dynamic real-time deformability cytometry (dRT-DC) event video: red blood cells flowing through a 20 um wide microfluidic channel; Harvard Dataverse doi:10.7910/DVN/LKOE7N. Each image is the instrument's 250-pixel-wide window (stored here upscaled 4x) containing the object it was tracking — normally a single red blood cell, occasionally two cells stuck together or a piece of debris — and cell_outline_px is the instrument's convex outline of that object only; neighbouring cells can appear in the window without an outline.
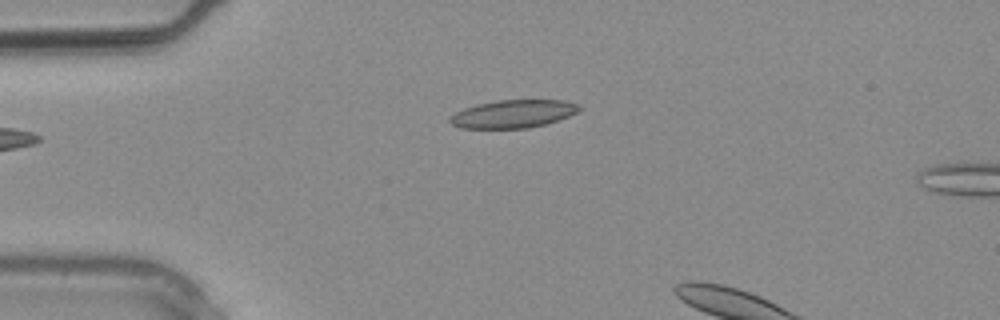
{"species": "common noctule bat (a hibernating species)", "species_latin": "Nyctalus noctula", "temperature_condition": "warm", "stored_images_in_passage": 3, "camera_frame_rate_fps": 3000, "um_per_image_px": 0.085, "animal": {"sex": "male", "body_mass_g": 20.4}, "frame": {"image": 1, "passage_image": 3, "time_ms": 0.667, "image_size_px": [1000, 320], "cell_outline_px": [[584, 108], [568, 116], [544, 124], [528, 128], [460, 128], [452, 124], [448, 120], [448, 116], [464, 108], [476, 104], [496, 100], [564, 100], [580, 104]], "centroid_in_image_um": [43.6, 9.67], "position_along_channel_um": 41.4, "area_um2": 21.15}}